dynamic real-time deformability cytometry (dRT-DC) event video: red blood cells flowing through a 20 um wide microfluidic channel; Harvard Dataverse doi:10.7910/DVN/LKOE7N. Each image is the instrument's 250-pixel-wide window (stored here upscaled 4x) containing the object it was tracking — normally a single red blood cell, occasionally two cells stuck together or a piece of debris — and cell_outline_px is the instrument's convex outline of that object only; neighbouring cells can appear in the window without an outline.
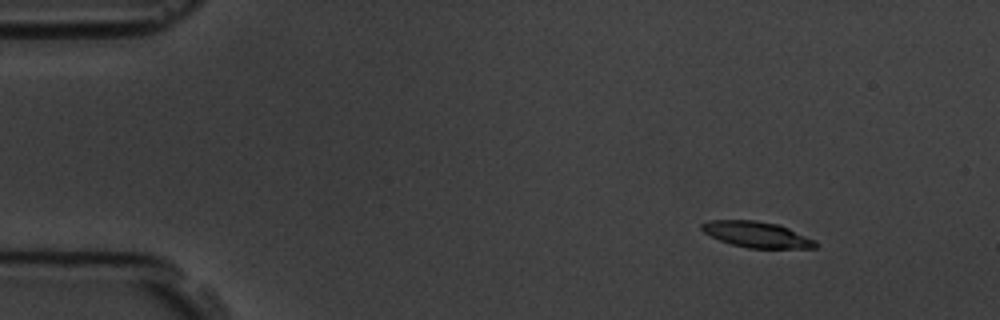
{"species": "common noctule bat (a hibernating species)", "species_latin": "Nyctalus noctula", "temperature_condition": "room temperature", "stored_images_in_passage": 5, "camera_frame_rate_fps": 3000, "um_per_image_px": 0.085, "animal": {"sex": "male", "body_mass_g": 19.5, "forearm_length_mm": 54.6}, "frame": {"image": 1, "passage_image": 2, "time_ms": 1.0, "image_size_px": [1000, 320], "cell_outline_px": [[820, 244], [816, 248], [748, 248], [732, 244], [720, 240], [704, 232], [700, 228], [700, 224], [708, 220], [756, 220], [780, 224], [816, 240]], "centroid_in_image_um": [64.37, 19.93], "position_along_channel_um": 20.6, "area_um2": 17.34}}
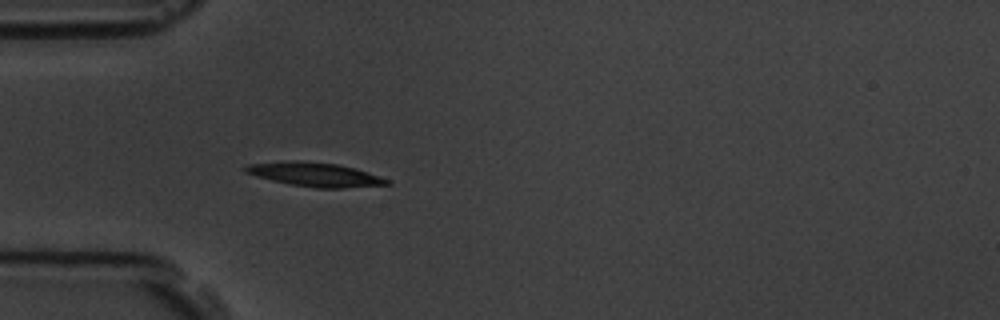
{"frame": {"image": 2, "passage_image": 5, "time_ms": 4.333, "image_size_px": [1000, 320], "cell_outline_px": [[392, 184], [340, 188], [316, 188], [292, 184], [272, 180], [256, 176], [244, 172], [240, 168], [248, 164], [284, 160], [296, 160], [336, 164], [356, 168], [392, 180]], "centroid_in_image_um": [26.75, 14.82], "position_along_channel_um": 58.2, "area_um2": 19.94}}